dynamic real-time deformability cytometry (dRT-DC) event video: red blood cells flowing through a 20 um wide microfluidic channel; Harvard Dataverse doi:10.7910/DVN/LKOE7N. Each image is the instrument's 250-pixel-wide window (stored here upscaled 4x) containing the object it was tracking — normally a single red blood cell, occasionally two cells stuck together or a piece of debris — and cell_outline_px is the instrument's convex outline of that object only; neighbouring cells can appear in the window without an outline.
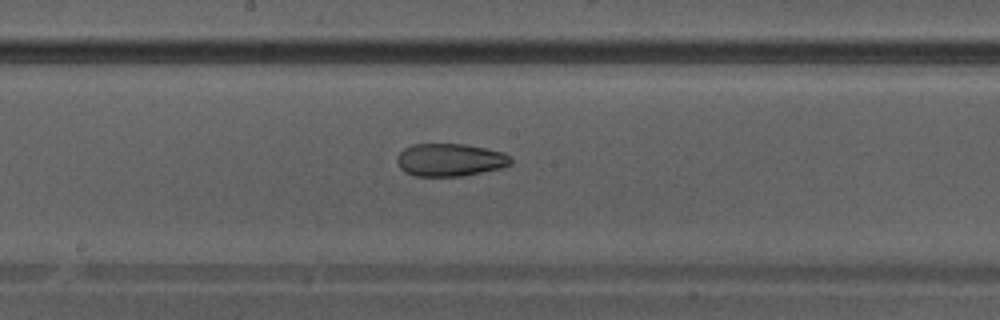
{"species": "Egyptian fruit bat (a non-hibernating species)", "species_latin": "Rousettus aegyptiacus", "temperature_condition": "warm", "stored_images_in_passage": 37, "camera_frame_rate_fps": 3000, "um_per_image_px": 0.085, "animal": {"sex": "male"}, "frame": {"image": 1, "passage_image": 22, "time_ms": 7.0, "image_size_px": [1000, 320], "cell_outline_px": [[512, 164], [500, 168], [464, 176], [416, 176], [404, 172], [400, 168], [396, 160], [396, 156], [404, 148], [412, 144], [464, 144], [504, 152], [512, 160]], "centroid_in_image_um": [38.22, 13.59], "position_along_channel_um": 210.0, "area_um2": 21.79}}